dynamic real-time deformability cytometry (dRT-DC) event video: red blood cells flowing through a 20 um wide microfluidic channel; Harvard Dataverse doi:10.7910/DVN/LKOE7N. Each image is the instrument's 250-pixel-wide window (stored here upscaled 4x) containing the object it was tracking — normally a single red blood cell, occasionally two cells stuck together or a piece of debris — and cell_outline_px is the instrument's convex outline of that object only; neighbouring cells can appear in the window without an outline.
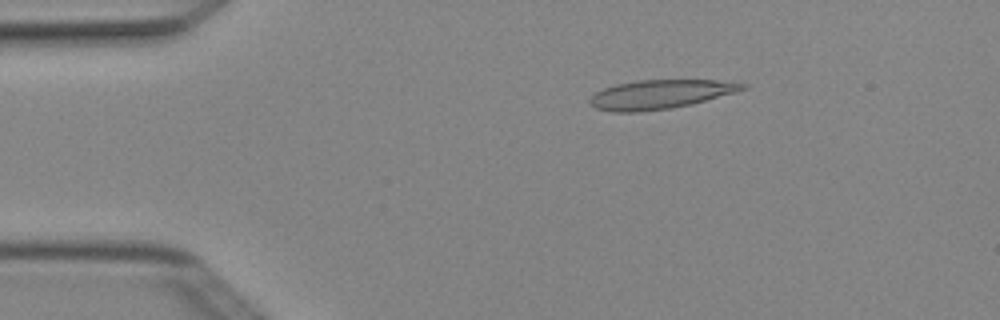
{"species": "Egyptian fruit bat (a non-hibernating species)", "species_latin": "Rousettus aegyptiacus", "temperature_condition": "cold", "stored_images_in_passage": 5, "camera_frame_rate_fps": 3000, "um_per_image_px": 0.085, "animal": {"sex": "female"}, "frame": {"image": 1, "passage_image": 3, "time_ms": 0.667, "image_size_px": [1000, 320], "cell_outline_px": [[748, 88], [736, 92], [692, 104], [672, 108], [636, 112], [612, 112], [596, 108], [588, 104], [588, 100], [596, 92], [604, 88], [616, 84], [640, 80], [716, 80], [748, 84]], "centroid_in_image_um": [56.11, 8.02], "position_along_channel_um": 28.9, "area_um2": 25.84}}
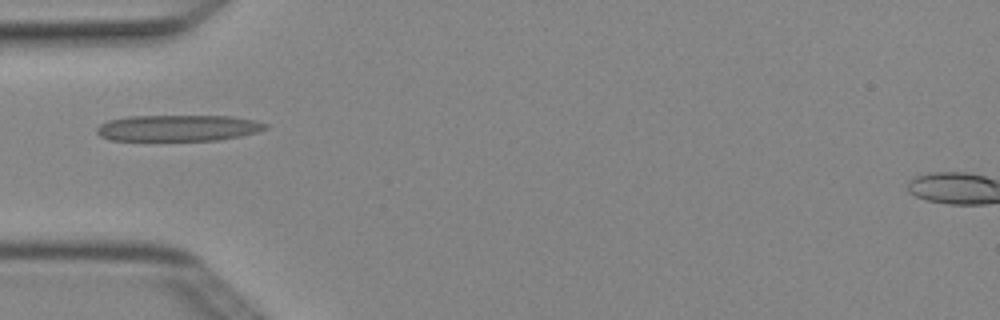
{"frame": {"image": 2, "passage_image": 5, "time_ms": 1.333, "image_size_px": [1000, 320], "cell_outline_px": [[268, 128], [256, 132], [240, 136], [220, 140], [108, 140], [100, 136], [96, 132], [96, 128], [100, 124], [108, 120], [128, 116], [232, 116], [252, 120], [268, 124]], "centroid_in_image_um": [15.11, 10.88], "position_along_channel_um": 69.9, "area_um2": 25.78}}